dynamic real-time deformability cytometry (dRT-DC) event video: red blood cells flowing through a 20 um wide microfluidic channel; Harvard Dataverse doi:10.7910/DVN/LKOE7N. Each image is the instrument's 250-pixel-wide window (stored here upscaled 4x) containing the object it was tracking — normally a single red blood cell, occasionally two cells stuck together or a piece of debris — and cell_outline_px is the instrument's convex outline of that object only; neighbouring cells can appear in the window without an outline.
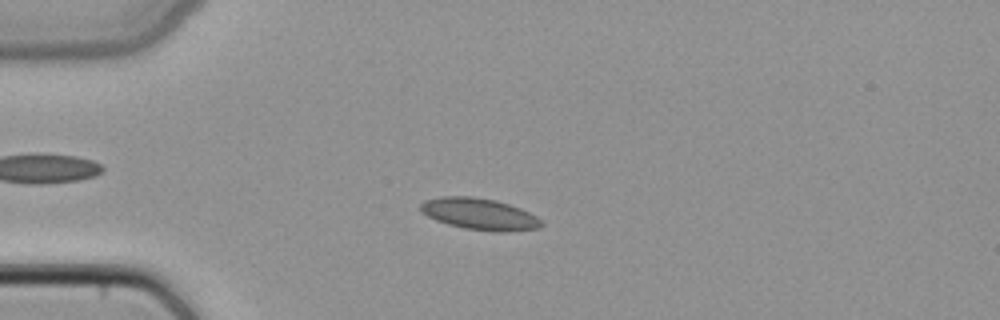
{"species": "common noctule bat (a hibernating species)", "species_latin": "Nyctalus noctula", "temperature_condition": "cold", "stored_images_in_passage": 49, "camera_frame_rate_fps": 3000, "um_per_image_px": 0.085, "animal": {"sex": "female", "body_mass_g": 22.7, "forearm_length_mm": 54.2}, "frame": {"image": 1, "passage_image": 13, "time_ms": 4.0, "image_size_px": [1000, 320], "cell_outline_px": [[544, 224], [540, 228], [504, 232], [496, 232], [464, 228], [448, 224], [436, 220], [420, 212], [420, 204], [424, 200], [440, 196], [472, 196], [496, 200], [520, 208], [536, 216]], "centroid_in_image_um": [40.74, 18.19], "position_along_channel_um": 44.3, "area_um2": 22.31}}
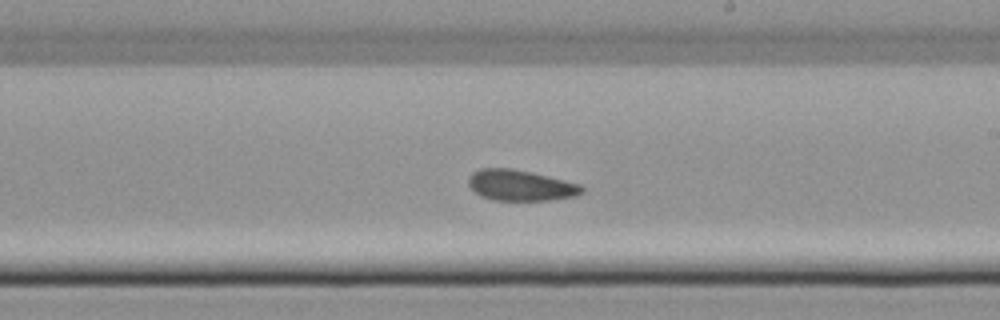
{"frame": {"image": 2, "passage_image": 29, "time_ms": 9.333, "image_size_px": [1000, 320], "cell_outline_px": [[584, 192], [576, 196], [548, 200], [492, 200], [480, 196], [468, 184], [468, 176], [472, 172], [480, 168], [512, 168], [532, 172], [580, 184], [584, 188]], "centroid_in_image_um": [44.23, 15.75], "position_along_channel_um": 244.8, "area_um2": 20.46}}
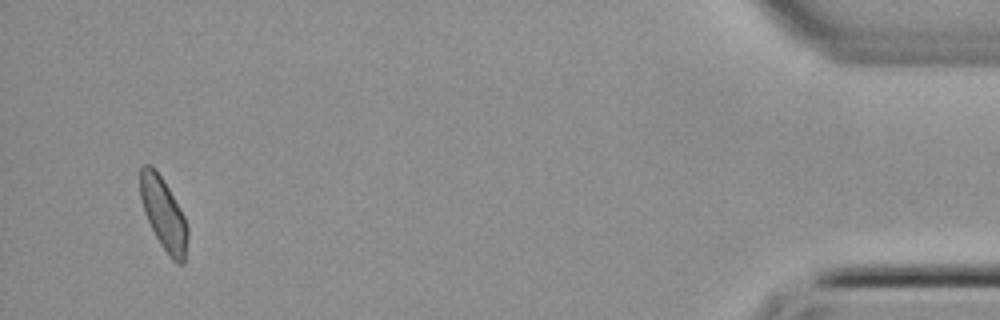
{"frame": {"image": 3, "passage_image": 47, "time_ms": 15.333, "image_size_px": [1000, 320], "cell_outline_px": [[188, 236], [184, 264], [176, 264], [168, 256], [160, 244], [144, 212], [140, 200], [140, 168], [144, 164], [152, 164], [156, 168], [180, 208], [188, 224]], "centroid_in_image_um": [13.91, 18.18], "position_along_channel_um": 421.3, "area_um2": 20.11}}